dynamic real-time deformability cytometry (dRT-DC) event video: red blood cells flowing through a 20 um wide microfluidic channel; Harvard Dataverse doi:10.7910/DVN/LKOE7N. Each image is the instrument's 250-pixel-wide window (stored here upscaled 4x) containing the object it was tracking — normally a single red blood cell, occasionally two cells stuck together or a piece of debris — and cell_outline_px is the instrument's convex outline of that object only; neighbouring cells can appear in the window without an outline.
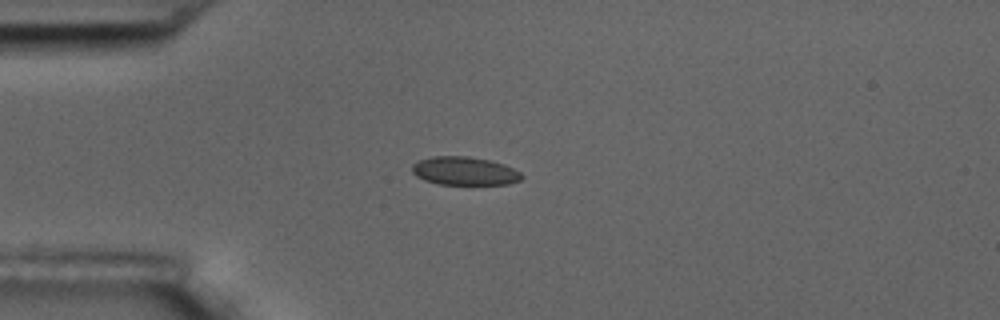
{"species": "common noctule bat (a hibernating species)", "species_latin": "Nyctalus noctula", "temperature_condition": "room temperature", "stored_images_in_passage": 14, "camera_frame_rate_fps": 3000, "um_per_image_px": 0.085, "animal": {"sex": "male", "body_mass_g": 17.5, "forearm_length_mm": 52.3}, "frame": {"image": 1, "passage_image": 3, "time_ms": 3.333, "image_size_px": [1000, 320], "cell_outline_px": [[524, 176], [520, 180], [508, 184], [440, 184], [424, 180], [416, 176], [412, 172], [412, 164], [420, 160], [432, 156], [468, 156], [488, 160], [504, 164], [520, 172]], "centroid_in_image_um": [39.47, 14.53], "position_along_channel_um": 45.5, "area_um2": 18.03}}
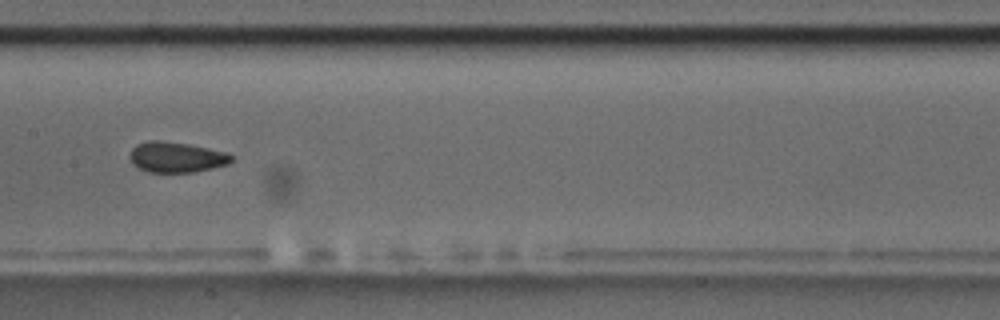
{"frame": {"image": 2, "passage_image": 7, "time_ms": 8.0, "image_size_px": [1000, 320], "cell_outline_px": [[236, 156], [228, 164], [212, 168], [192, 172], [148, 172], [136, 168], [132, 164], [128, 156], [132, 148], [136, 144], [148, 140], [160, 140], [188, 144], [228, 152]], "centroid_in_image_um": [14.97, 13.35], "position_along_channel_um": 192.4, "area_um2": 18.38}}
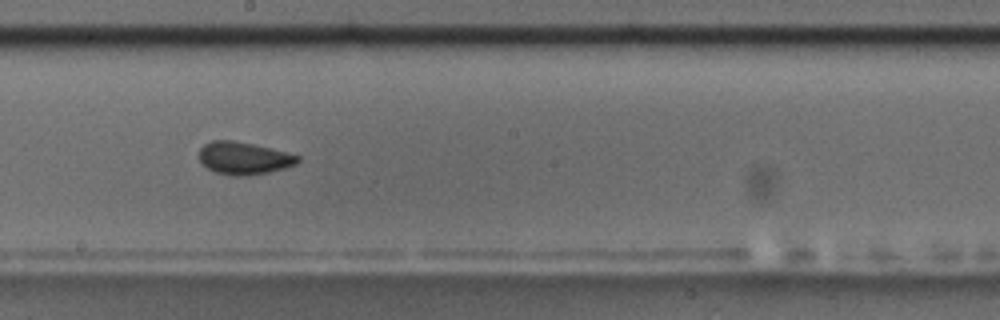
{"frame": {"image": 3, "passage_image": 8, "time_ms": 9.0, "image_size_px": [1000, 320], "cell_outline_px": [[300, 160], [296, 164], [284, 168], [268, 172], [248, 176], [232, 176], [216, 172], [200, 164], [196, 156], [200, 148], [204, 144], [212, 140], [232, 140], [252, 144], [300, 156]], "centroid_in_image_um": [20.65, 13.45], "position_along_channel_um": 227.6, "area_um2": 18.79}, "authors_computed_cell_mechanics": {"area_um2": 18.2648, "velocity_mm_per_s": 3.522, "shape_relaxation_time_tau1_ms": 6.6278, "shape_relaxation_time_tau2_ms": 1.3465, "deformation_change_tau1": 0.1097, "deformation_change_tau2": 0.0339}}